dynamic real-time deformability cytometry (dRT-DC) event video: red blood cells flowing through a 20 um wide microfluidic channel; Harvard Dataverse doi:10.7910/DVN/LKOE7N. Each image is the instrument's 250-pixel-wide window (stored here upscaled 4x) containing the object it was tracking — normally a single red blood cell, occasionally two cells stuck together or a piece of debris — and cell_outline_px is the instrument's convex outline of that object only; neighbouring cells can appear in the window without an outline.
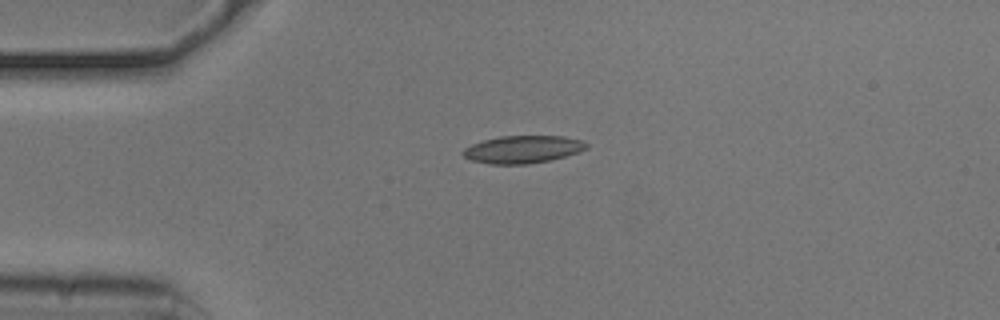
{"species": "common noctule bat (a hibernating species)", "species_latin": "Nyctalus noctula", "temperature_condition": "cold", "stored_images_in_passage": 42, "camera_frame_rate_fps": 3000, "um_per_image_px": 0.085, "animal": {"sex": "male", "body_mass_g": 20.5, "forearm_length_mm": 52.5}, "frame": {"image": 1, "passage_image": 1, "time_ms": 0.0, "image_size_px": [1000, 320], "cell_outline_px": [[588, 148], [580, 152], [548, 160], [528, 164], [492, 164], [472, 160], [464, 156], [460, 152], [464, 148], [472, 144], [484, 140], [500, 136], [564, 136], [584, 140], [588, 144]], "centroid_in_image_um": [44.46, 12.69], "position_along_channel_um": 40.5, "area_um2": 19.83}}
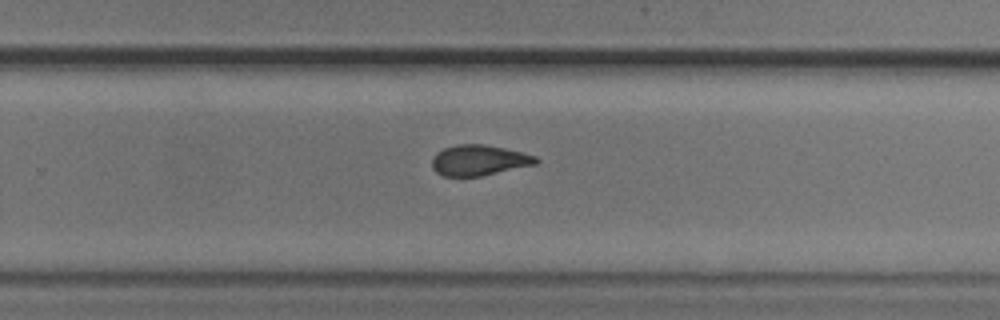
{"frame": {"image": 2, "passage_image": 23, "time_ms": 7.333, "image_size_px": [1000, 320], "cell_outline_px": [[540, 160], [536, 164], [480, 176], [444, 176], [436, 172], [432, 168], [432, 156], [436, 152], [444, 148], [456, 144], [484, 144], [504, 148], [536, 156]], "centroid_in_image_um": [40.68, 13.61], "position_along_channel_um": 289.1, "area_um2": 18.5}}
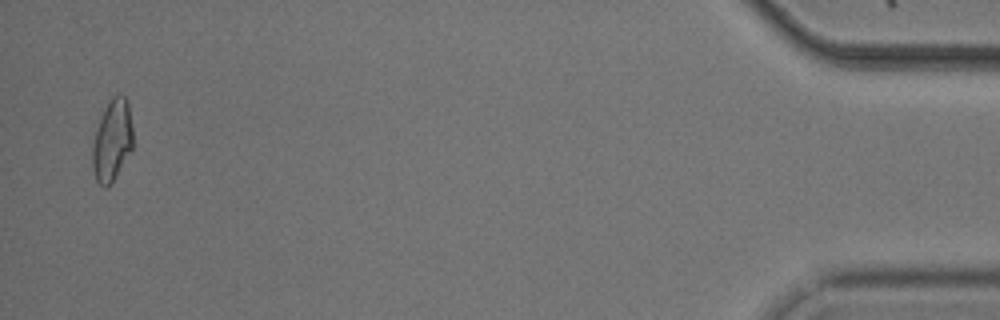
{"frame": {"image": 3, "passage_image": 41, "time_ms": 13.333, "image_size_px": [1000, 320], "cell_outline_px": [[132, 148], [112, 184], [108, 188], [104, 188], [96, 180], [92, 168], [92, 144], [96, 128], [104, 108], [112, 96], [124, 96], [128, 100], [132, 128]], "centroid_in_image_um": [9.51, 11.97], "position_along_channel_um": 425.7, "area_um2": 19.36}, "authors_computed_cell_mechanics": {"area_um2": 19.1896, "velocity_mm_per_s": 3.7265, "shape_relaxation_time_tau1_ms": 4.8278, "shape_relaxation_time_tau2_ms": 2.6275, "deformation_change_tau1": 0.1166, "deformation_change_tau2": 0.085}}